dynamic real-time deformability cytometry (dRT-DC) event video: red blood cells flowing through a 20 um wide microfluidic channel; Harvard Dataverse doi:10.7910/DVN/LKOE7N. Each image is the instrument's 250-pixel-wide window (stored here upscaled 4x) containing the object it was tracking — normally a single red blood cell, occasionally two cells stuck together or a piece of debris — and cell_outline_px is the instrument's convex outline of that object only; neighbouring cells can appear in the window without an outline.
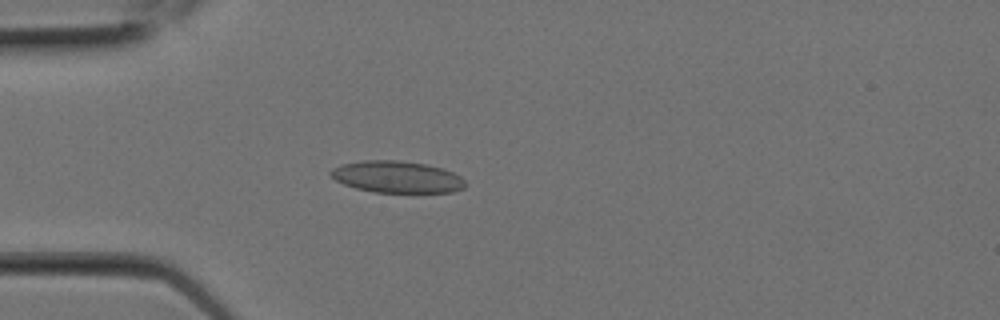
{"species": "Egyptian fruit bat (a non-hibernating species)", "species_latin": "Rousettus aegyptiacus", "temperature_condition": "room temperature", "stored_images_in_passage": 8, "camera_frame_rate_fps": 3000, "um_per_image_px": 0.085, "animal": {"sex": "female"}, "frame": {"image": 1, "passage_image": 5, "time_ms": 1.333, "image_size_px": [1000, 320], "cell_outline_px": [[468, 184], [464, 188], [452, 192], [376, 192], [356, 188], [344, 184], [336, 180], [328, 172], [332, 168], [340, 164], [364, 160], [400, 160], [428, 164], [444, 168], [460, 176]], "centroid_in_image_um": [33.76, 15.02], "position_along_channel_um": 51.2, "area_um2": 25.09}}
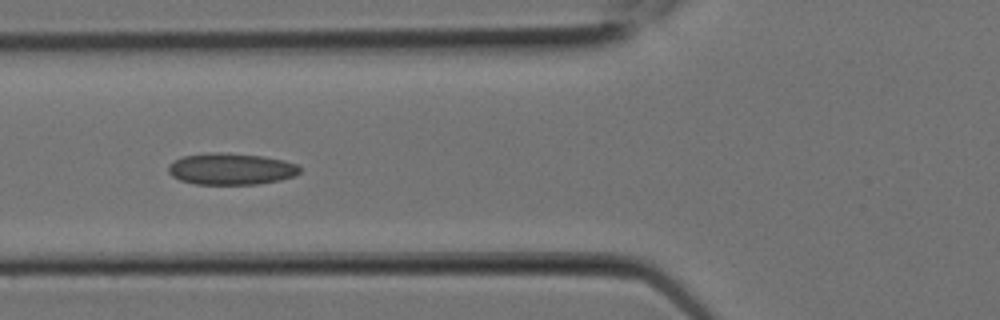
{"frame": {"image": 2, "passage_image": 7, "time_ms": 2.0, "image_size_px": [1000, 320], "cell_outline_px": [[300, 172], [296, 176], [280, 180], [256, 184], [196, 184], [180, 180], [172, 176], [168, 172], [168, 164], [184, 156], [208, 152], [220, 152], [260, 156], [284, 160], [296, 164], [300, 168]], "centroid_in_image_um": [19.63, 14.36], "position_along_channel_um": 106.2, "area_um2": 24.16}}
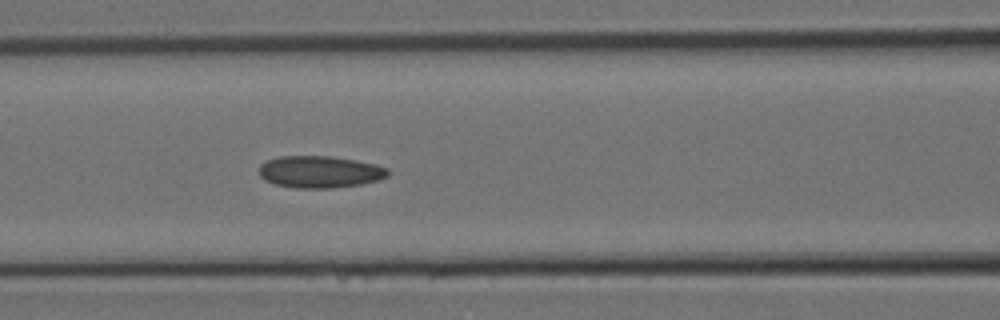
{"frame": {"image": 3, "passage_image": 8, "time_ms": 2.333, "image_size_px": [1000, 320], "cell_outline_px": [[388, 176], [380, 180], [360, 184], [328, 188], [296, 188], [276, 184], [264, 180], [260, 176], [260, 164], [268, 160], [280, 156], [332, 156], [356, 160], [376, 164], [388, 168]], "centroid_in_image_um": [27.2, 14.6], "position_along_channel_um": 139.4, "area_um2": 23.99}}